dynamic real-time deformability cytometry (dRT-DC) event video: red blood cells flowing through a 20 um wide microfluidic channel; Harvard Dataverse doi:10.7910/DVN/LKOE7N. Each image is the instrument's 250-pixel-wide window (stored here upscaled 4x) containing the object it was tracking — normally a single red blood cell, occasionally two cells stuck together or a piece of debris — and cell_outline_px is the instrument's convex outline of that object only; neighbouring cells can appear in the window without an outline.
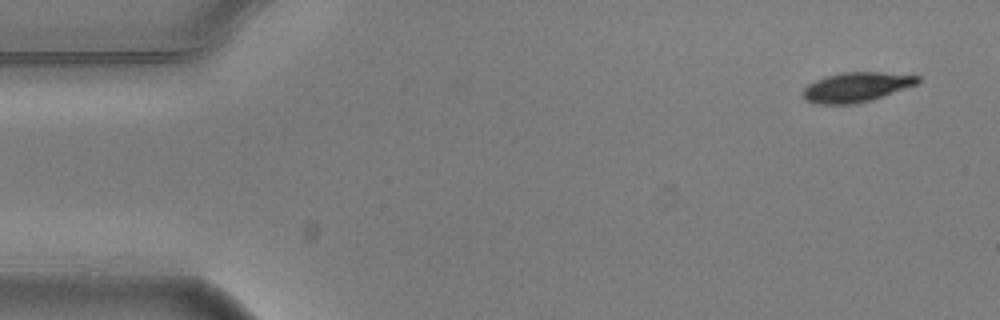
{"species": "common noctule bat (a hibernating species)", "species_latin": "Nyctalus noctula", "temperature_condition": "warm", "stored_images_in_passage": 5, "segment_of_instrument_passage": [2, 2], "camera_frame_rate_fps": 3000, "um_per_image_px": 0.085, "animal": {"sex": "male", "body_mass_g": 20.5, "forearm_length_mm": 52.5}, "frame": {"image": 1, "passage_image": 5, "time_ms": 1.333, "image_size_px": [1000, 320], "cell_outline_px": [[920, 80], [916, 84], [872, 100], [856, 104], [812, 104], [804, 100], [800, 96], [800, 92], [808, 84], [824, 76], [840, 72], [884, 72], [920, 76]], "centroid_in_image_um": [72.7, 7.41], "position_along_channel_um": 12.3, "area_um2": 20.17}}